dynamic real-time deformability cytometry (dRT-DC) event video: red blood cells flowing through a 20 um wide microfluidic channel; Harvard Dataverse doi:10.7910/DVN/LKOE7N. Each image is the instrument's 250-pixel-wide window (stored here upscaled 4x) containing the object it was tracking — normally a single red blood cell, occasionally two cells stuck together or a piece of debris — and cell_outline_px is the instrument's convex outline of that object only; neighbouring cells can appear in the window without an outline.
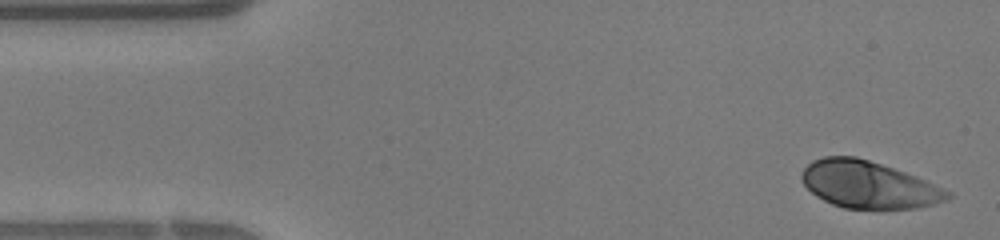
{"species": "human", "species_latin": "Homo sapiens", "temperature_condition": "warm", "stored_images_in_passage": 37, "camera_frame_rate_fps": 3000, "um_per_image_px": 0.085, "donor": {"sex": "female"}, "frame": {"image": 1, "passage_image": 1, "time_ms": 0.0, "image_size_px": [1000, 240], "cell_outline_px": [[952, 196], [944, 200], [932, 204], [916, 208], [844, 208], [832, 204], [816, 196], [800, 180], [800, 176], [804, 168], [812, 160], [824, 156], [856, 156], [904, 172], [924, 180], [952, 192]], "centroid_in_image_um": [73.77, 15.69], "position_along_channel_um": 11.2, "area_um2": 39.54}}
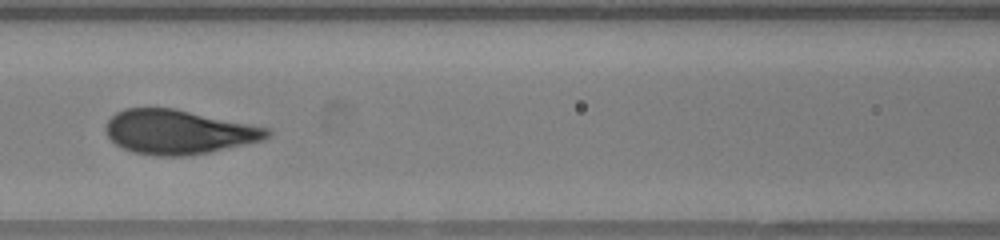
{"frame": {"image": 2, "passage_image": 15, "time_ms": 4.667, "image_size_px": [1000, 240], "cell_outline_px": [[272, 136], [264, 140], [208, 152], [184, 156], [156, 156], [132, 152], [116, 144], [108, 136], [104, 128], [108, 120], [116, 112], [124, 108], [176, 108], [272, 128]], "centroid_in_image_um": [15.21, 11.2], "position_along_channel_um": 151.4, "area_um2": 41.96}}
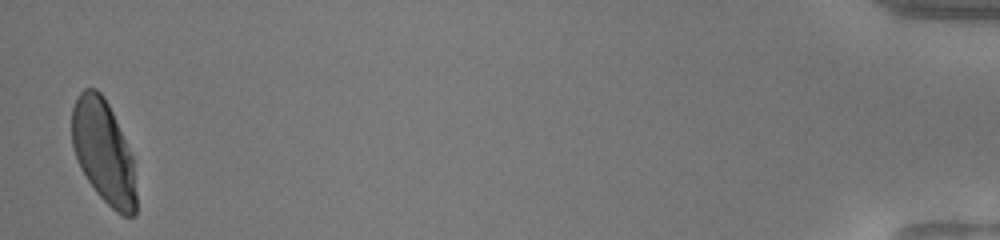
{"frame": {"image": 3, "passage_image": 37, "time_ms": 12.0, "image_size_px": [1000, 240], "cell_outline_px": [[136, 212], [132, 216], [124, 216], [116, 212], [96, 192], [80, 168], [72, 148], [72, 108], [76, 96], [84, 88], [96, 88], [104, 96], [112, 112], [132, 156], [136, 192]], "centroid_in_image_um": [8.78, 12.89], "position_along_channel_um": 426.4, "area_um2": 38.55}}